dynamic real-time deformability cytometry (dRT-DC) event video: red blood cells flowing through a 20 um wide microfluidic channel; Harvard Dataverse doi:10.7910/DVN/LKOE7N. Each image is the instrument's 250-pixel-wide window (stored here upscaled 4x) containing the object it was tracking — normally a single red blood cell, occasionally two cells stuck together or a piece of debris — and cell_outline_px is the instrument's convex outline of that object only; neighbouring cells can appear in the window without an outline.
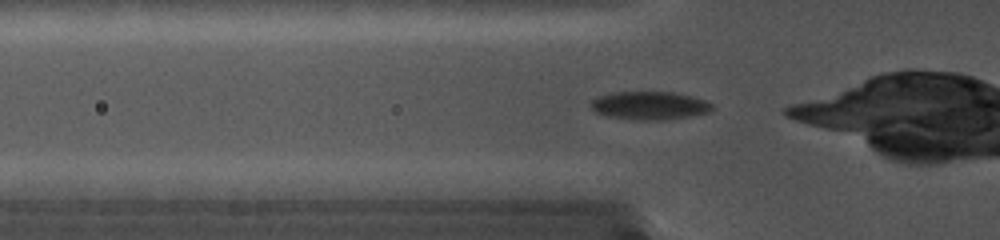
{"species": "common noctule bat (a hibernating species)", "species_latin": "Nyctalus noctula", "temperature_condition": "cold", "stored_images_in_passage": 56, "camera_frame_rate_fps": 5000, "um_per_image_px": 0.085, "animal": {"sex": "female", "body_mass_g": 19.0, "forearm_length_mm": 56.7}, "frame": {"image": 1, "passage_image": 2, "time_ms": 0.2, "image_size_px": [1000, 240], "cell_outline_px": [[712, 112], [664, 120], [636, 120], [608, 116], [596, 112], [592, 108], [592, 100], [600, 96], [612, 92], [672, 92], [704, 100], [712, 104]], "centroid_in_image_um": [55.22, 8.98], "position_along_channel_um": 70.6, "area_um2": 19.65}}
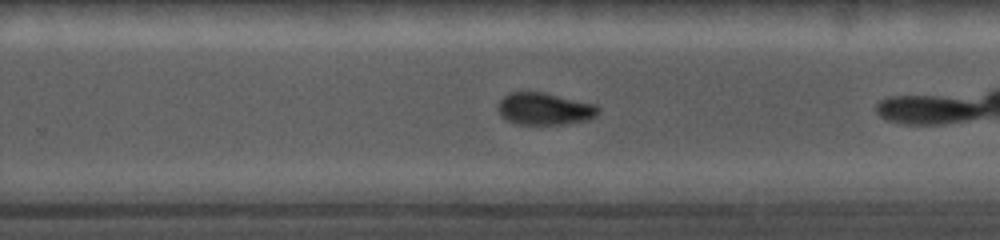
{"frame": {"image": 2, "passage_image": 30, "time_ms": 5.8, "image_size_px": [1000, 240], "cell_outline_px": [[600, 108], [596, 116], [588, 120], [564, 124], [516, 124], [500, 116], [496, 108], [496, 104], [504, 96], [512, 92], [544, 92], [596, 104]], "centroid_in_image_um": [46.27, 9.25], "position_along_channel_um": 283.5, "area_um2": 18.96}}
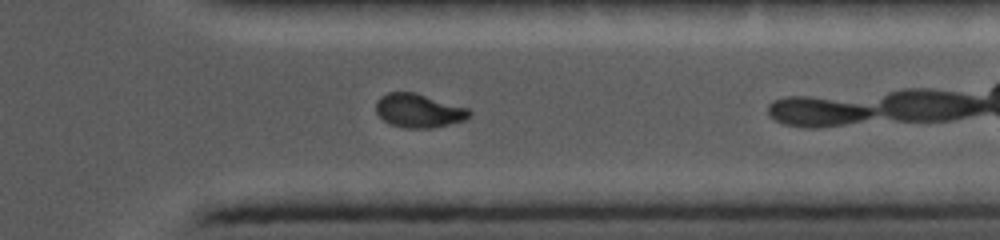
{"frame": {"image": 3, "passage_image": 42, "time_ms": 8.2, "image_size_px": [1000, 240], "cell_outline_px": [[472, 112], [468, 120], [432, 128], [404, 128], [392, 124], [384, 120], [376, 112], [376, 100], [380, 96], [388, 92], [416, 92], [468, 108]], "centroid_in_image_um": [35.62, 9.4], "position_along_channel_um": 375.8, "area_um2": 18.55}}